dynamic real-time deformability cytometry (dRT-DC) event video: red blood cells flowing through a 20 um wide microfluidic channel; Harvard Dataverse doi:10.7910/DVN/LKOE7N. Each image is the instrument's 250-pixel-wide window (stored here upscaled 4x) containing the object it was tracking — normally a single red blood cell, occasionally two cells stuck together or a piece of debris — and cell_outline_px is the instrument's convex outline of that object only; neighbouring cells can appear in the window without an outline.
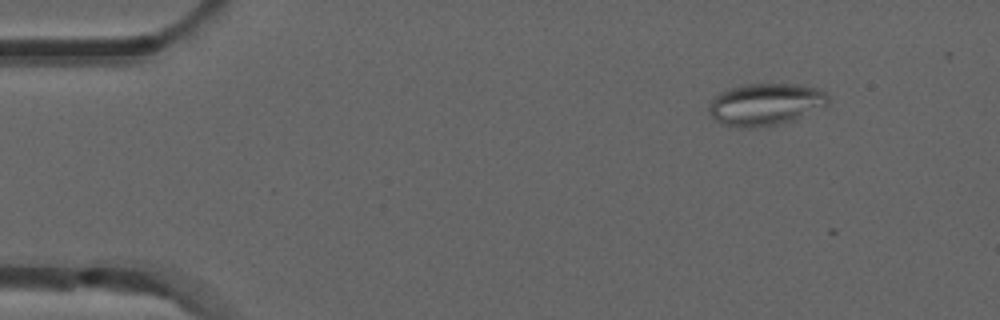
{"species": "common noctule bat (a hibernating species)", "species_latin": "Nyctalus noctula", "temperature_condition": "room temperature", "stored_images_in_passage": 5, "camera_frame_rate_fps": 3000, "um_per_image_px": 0.085, "animal": {"sex": "male", "forearm_length_mm": 52.5}, "frame": {"image": 1, "passage_image": 2, "time_ms": 0.333, "image_size_px": [1000, 320], "cell_outline_px": [[828, 104], [792, 120], [780, 124], [756, 128], [744, 128], [724, 124], [716, 120], [708, 112], [708, 108], [712, 100], [720, 92], [744, 84], [796, 84], [816, 88], [824, 92], [828, 96]], "centroid_in_image_um": [65.04, 8.87], "position_along_channel_um": 20.0, "area_um2": 28.9}}